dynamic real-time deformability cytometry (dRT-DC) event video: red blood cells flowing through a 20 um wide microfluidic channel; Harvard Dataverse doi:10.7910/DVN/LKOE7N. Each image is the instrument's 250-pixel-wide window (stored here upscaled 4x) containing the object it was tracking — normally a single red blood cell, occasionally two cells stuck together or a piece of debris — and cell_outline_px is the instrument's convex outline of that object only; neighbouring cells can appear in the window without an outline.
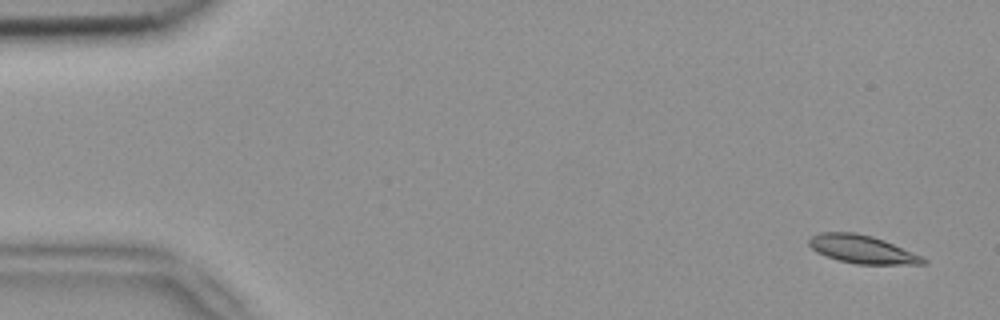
{"species": "common noctule bat (a hibernating species)", "species_latin": "Nyctalus noctula", "temperature_condition": "room temperature", "stored_images_in_passage": 5, "camera_frame_rate_fps": 3000, "um_per_image_px": 0.085, "animal": {"sex": "female", "body_mass_g": 18.4}, "frame": {"image": 1, "passage_image": 1, "time_ms": 0.0, "image_size_px": [1000, 320], "cell_outline_px": [[928, 260], [924, 264], [856, 264], [840, 260], [816, 252], [808, 244], [808, 240], [812, 236], [820, 232], [856, 232], [872, 236], [884, 240], [920, 256]], "centroid_in_image_um": [73.25, 21.18], "position_along_channel_um": 11.8, "area_um2": 18.44}}
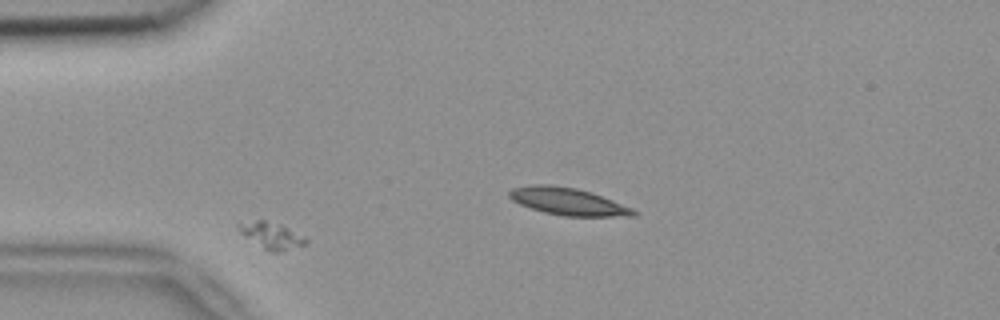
{"frame": {"image": 2, "passage_image": 3, "time_ms": 0.667, "image_size_px": [1000, 320], "cell_outline_px": [[308, 244], [280, 252], [268, 252], [244, 236], [240, 232], [236, 224], [256, 220], [264, 220], [288, 228], [304, 236], [308, 240]], "centroid_in_image_um": [23.09, 20.05], "position_along_channel_um": 61.9, "area_um2": 10.35}}